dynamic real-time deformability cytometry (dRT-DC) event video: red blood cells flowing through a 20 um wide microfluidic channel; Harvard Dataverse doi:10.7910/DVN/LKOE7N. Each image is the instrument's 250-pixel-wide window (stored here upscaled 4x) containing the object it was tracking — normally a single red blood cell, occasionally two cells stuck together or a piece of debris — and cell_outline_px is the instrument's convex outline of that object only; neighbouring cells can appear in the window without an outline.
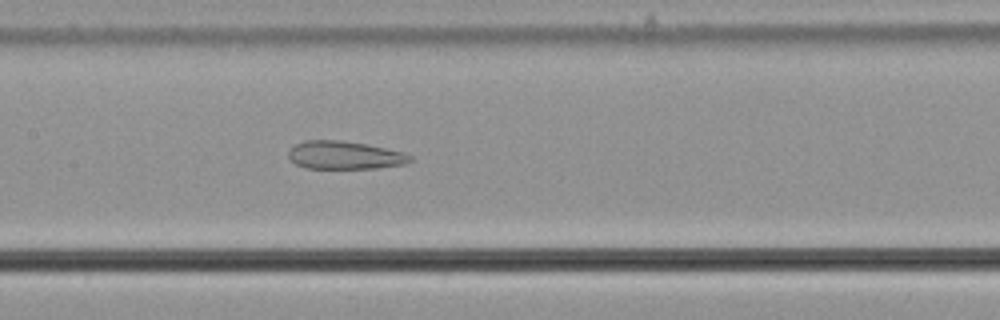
{"species": "common noctule bat (a hibernating species)", "species_latin": "Nyctalus noctula", "temperature_condition": "cold", "stored_images_in_passage": 56, "camera_frame_rate_fps": 3000, "um_per_image_px": 0.085, "animal": {"sex": "male", "body_mass_g": 21.5, "forearm_length_mm": 52.0}, "frame": {"image": 1, "passage_image": 27, "time_ms": 8.667, "image_size_px": [1000, 320], "cell_outline_px": [[412, 160], [404, 164], [376, 168], [304, 168], [296, 164], [288, 156], [288, 152], [296, 144], [304, 140], [340, 140], [364, 144], [404, 152], [412, 156]], "centroid_in_image_um": [29.29, 13.19], "position_along_channel_um": 178.1, "area_um2": 19.71}}
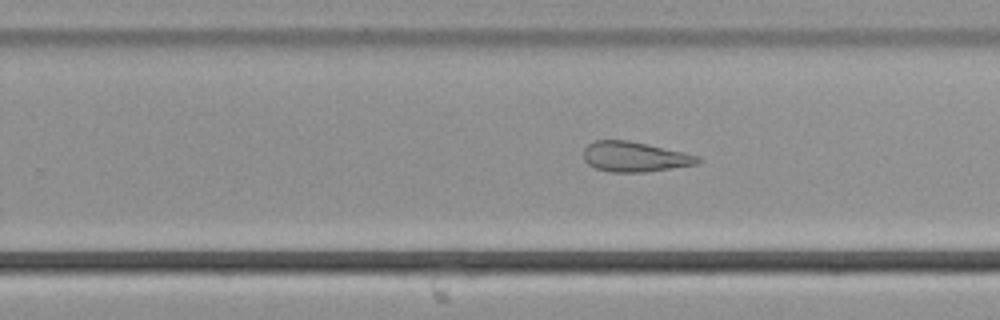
{"frame": {"image": 2, "passage_image": 35, "time_ms": 11.333, "image_size_px": [1000, 320], "cell_outline_px": [[704, 160], [700, 164], [644, 172], [612, 172], [596, 168], [588, 164], [584, 160], [584, 148], [588, 144], [596, 140], [628, 140], [648, 144], [684, 152], [700, 156]], "centroid_in_image_um": [54.0, 13.32], "position_along_channel_um": 275.8, "area_um2": 20.17}}
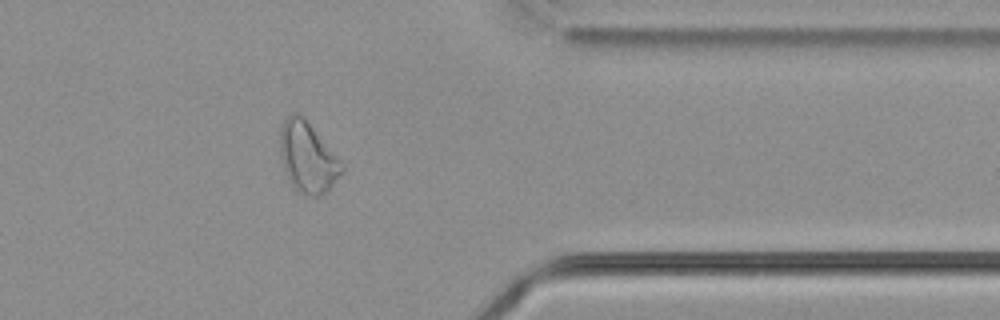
{"frame": {"image": 3, "passage_image": 45, "time_ms": 14.667, "image_size_px": [1000, 320], "cell_outline_px": [[344, 172], [320, 196], [308, 196], [292, 188], [284, 168], [280, 156], [280, 128], [284, 120], [292, 112], [296, 112], [304, 116], [344, 164]], "centroid_in_image_um": [26.14, 13.35], "position_along_channel_um": 385.3, "area_um2": 25.49}, "authors_computed_cell_mechanics": {"area_um2": 26.299, "velocity_mm_per_s": 3.6856, "shape_relaxation_time_tau1_ms": null, "shape_relaxation_time_tau2_ms": 2.8485, "deformation_change_tau1": null, "deformation_change_tau2": 0.1125}}